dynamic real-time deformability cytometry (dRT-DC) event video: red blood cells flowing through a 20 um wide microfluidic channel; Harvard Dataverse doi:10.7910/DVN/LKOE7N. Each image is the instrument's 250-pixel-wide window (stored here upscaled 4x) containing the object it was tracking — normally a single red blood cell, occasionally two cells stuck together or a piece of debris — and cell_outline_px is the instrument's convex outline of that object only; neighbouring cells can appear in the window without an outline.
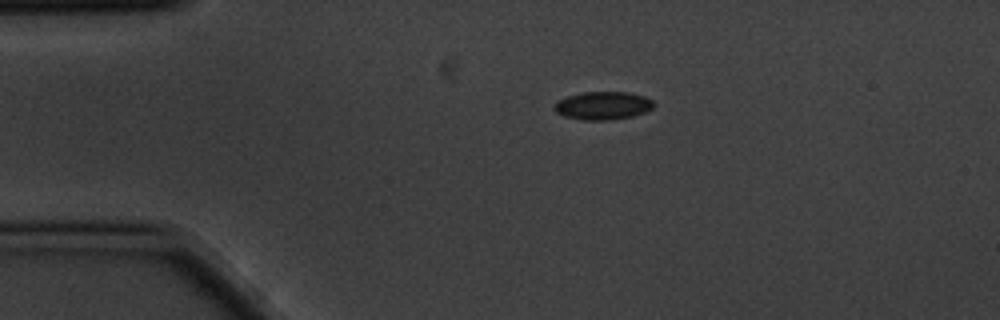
{"species": "common noctule bat (a hibernating species)", "species_latin": "Nyctalus noctula", "temperature_condition": "cold", "stored_images_in_passage": 3, "camera_frame_rate_fps": 3000, "um_per_image_px": 0.085, "animal": {"sex": "male", "body_mass_g": 20.1, "forearm_length_mm": 53.5}, "frame": {"image": 1, "passage_image": 1, "time_ms": 0.0, "image_size_px": [1000, 320], "cell_outline_px": [[656, 104], [652, 108], [644, 112], [632, 116], [608, 120], [580, 120], [564, 116], [556, 112], [552, 108], [556, 100], [568, 96], [584, 92], [628, 92], [644, 96], [652, 100]], "centroid_in_image_um": [51.21, 8.97], "position_along_channel_um": 33.8, "area_um2": 16.36}}
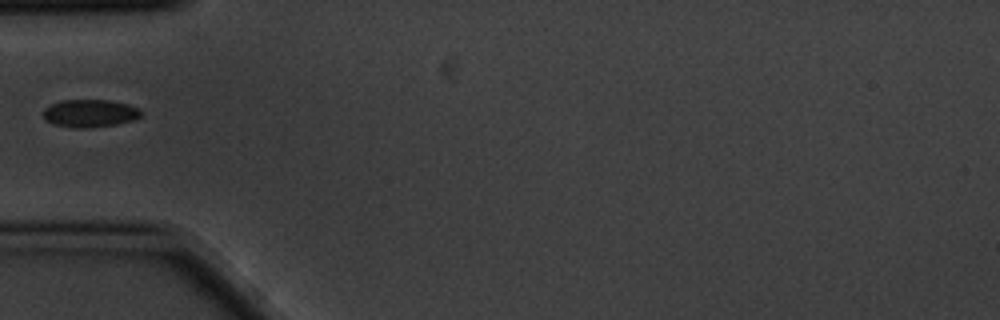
{"frame": {"image": 2, "passage_image": 3, "time_ms": 0.667, "image_size_px": [1000, 320], "cell_outline_px": [[144, 112], [140, 116], [132, 120], [116, 124], [88, 128], [72, 128], [52, 124], [44, 120], [44, 108], [60, 100], [108, 100], [128, 104], [140, 108]], "centroid_in_image_um": [7.64, 9.63], "position_along_channel_um": 77.4, "area_um2": 15.95}}